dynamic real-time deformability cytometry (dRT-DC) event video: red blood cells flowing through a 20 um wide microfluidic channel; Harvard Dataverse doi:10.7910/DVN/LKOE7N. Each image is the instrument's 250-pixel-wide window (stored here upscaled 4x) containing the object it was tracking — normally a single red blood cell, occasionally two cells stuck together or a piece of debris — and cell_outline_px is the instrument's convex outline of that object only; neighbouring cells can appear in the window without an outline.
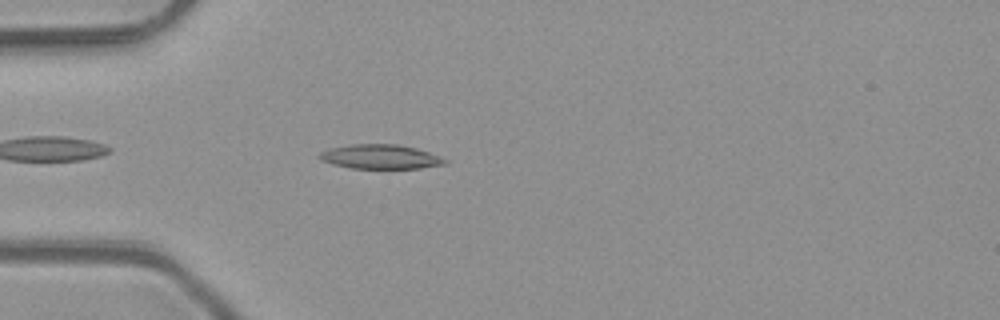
{"species": "common noctule bat (a hibernating species)", "species_latin": "Nyctalus noctula", "temperature_condition": "room temperature", "stored_images_in_passage": 39, "camera_frame_rate_fps": 3000, "um_per_image_px": 0.085, "animal": {"sex": "male", "body_mass_g": 23.1, "forearm_length_mm": 52.7}, "frame": {"image": 1, "passage_image": 4, "time_ms": 1.0, "image_size_px": [1000, 320], "cell_outline_px": [[448, 164], [420, 168], [352, 168], [332, 164], [320, 160], [316, 156], [320, 152], [332, 148], [352, 144], [396, 144], [416, 148], [428, 152], [448, 160]], "centroid_in_image_um": [32.33, 13.32], "position_along_channel_um": 52.7, "area_um2": 17.74}}
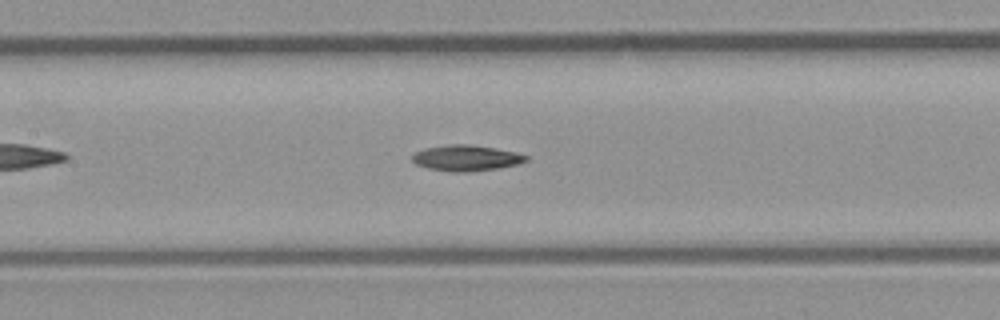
{"frame": {"image": 2, "passage_image": 13, "time_ms": 4.0, "image_size_px": [1000, 320], "cell_outline_px": [[528, 160], [516, 164], [500, 168], [464, 172], [448, 172], [428, 168], [416, 164], [412, 160], [412, 156], [416, 152], [424, 148], [452, 144], [468, 144], [516, 152], [528, 156]], "centroid_in_image_um": [39.61, 13.44], "position_along_channel_um": 167.8, "area_um2": 16.99}}
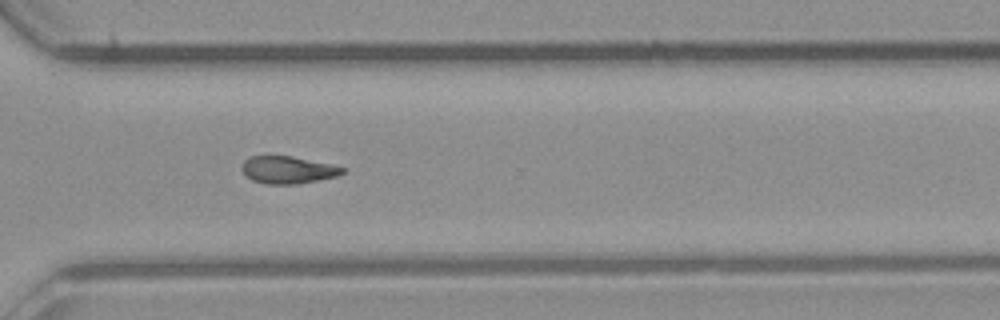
{"frame": {"image": 3, "passage_image": 26, "time_ms": 8.333, "image_size_px": [1000, 320], "cell_outline_px": [[348, 168], [344, 172], [336, 176], [296, 184], [264, 184], [252, 180], [240, 168], [244, 160], [248, 156], [292, 156]], "centroid_in_image_um": [24.44, 14.43], "position_along_channel_um": 346.2, "area_um2": 15.95}}